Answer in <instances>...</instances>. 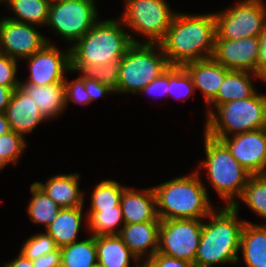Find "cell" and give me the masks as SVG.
<instances>
[{
	"instance_id": "d4e9b609",
	"label": "cell",
	"mask_w": 266,
	"mask_h": 267,
	"mask_svg": "<svg viewBox=\"0 0 266 267\" xmlns=\"http://www.w3.org/2000/svg\"><path fill=\"white\" fill-rule=\"evenodd\" d=\"M96 249L101 267H130L132 259L139 264L138 258L118 235L96 236Z\"/></svg>"
},
{
	"instance_id": "7c38bea8",
	"label": "cell",
	"mask_w": 266,
	"mask_h": 267,
	"mask_svg": "<svg viewBox=\"0 0 266 267\" xmlns=\"http://www.w3.org/2000/svg\"><path fill=\"white\" fill-rule=\"evenodd\" d=\"M35 25L26 24L9 18L0 19V53L23 61L40 51L49 39L40 33Z\"/></svg>"
},
{
	"instance_id": "cb8c5ba5",
	"label": "cell",
	"mask_w": 266,
	"mask_h": 267,
	"mask_svg": "<svg viewBox=\"0 0 266 267\" xmlns=\"http://www.w3.org/2000/svg\"><path fill=\"white\" fill-rule=\"evenodd\" d=\"M240 250L247 267H266V224L246 221L241 234Z\"/></svg>"
},
{
	"instance_id": "4dcf8cb0",
	"label": "cell",
	"mask_w": 266,
	"mask_h": 267,
	"mask_svg": "<svg viewBox=\"0 0 266 267\" xmlns=\"http://www.w3.org/2000/svg\"><path fill=\"white\" fill-rule=\"evenodd\" d=\"M125 188L126 186H122L112 179L100 180L91 193L89 210H108L121 207V197Z\"/></svg>"
},
{
	"instance_id": "836d02e7",
	"label": "cell",
	"mask_w": 266,
	"mask_h": 267,
	"mask_svg": "<svg viewBox=\"0 0 266 267\" xmlns=\"http://www.w3.org/2000/svg\"><path fill=\"white\" fill-rule=\"evenodd\" d=\"M26 138L11 130L0 137V162L6 167L8 164L16 165L27 147Z\"/></svg>"
},
{
	"instance_id": "8992f818",
	"label": "cell",
	"mask_w": 266,
	"mask_h": 267,
	"mask_svg": "<svg viewBox=\"0 0 266 267\" xmlns=\"http://www.w3.org/2000/svg\"><path fill=\"white\" fill-rule=\"evenodd\" d=\"M205 122L204 132L213 138L266 128V95L257 91L249 98L221 104Z\"/></svg>"
},
{
	"instance_id": "d590c367",
	"label": "cell",
	"mask_w": 266,
	"mask_h": 267,
	"mask_svg": "<svg viewBox=\"0 0 266 267\" xmlns=\"http://www.w3.org/2000/svg\"><path fill=\"white\" fill-rule=\"evenodd\" d=\"M64 82L66 108L69 101L81 104L82 106L91 103L90 97L85 89V78L80 76L72 81H68L66 77Z\"/></svg>"
},
{
	"instance_id": "b9f144b4",
	"label": "cell",
	"mask_w": 266,
	"mask_h": 267,
	"mask_svg": "<svg viewBox=\"0 0 266 267\" xmlns=\"http://www.w3.org/2000/svg\"><path fill=\"white\" fill-rule=\"evenodd\" d=\"M34 267H61L60 248L32 260Z\"/></svg>"
},
{
	"instance_id": "d6a6232c",
	"label": "cell",
	"mask_w": 266,
	"mask_h": 267,
	"mask_svg": "<svg viewBox=\"0 0 266 267\" xmlns=\"http://www.w3.org/2000/svg\"><path fill=\"white\" fill-rule=\"evenodd\" d=\"M194 91L195 86L188 71L183 66L170 65L168 95L184 101L192 96Z\"/></svg>"
},
{
	"instance_id": "e0dca14e",
	"label": "cell",
	"mask_w": 266,
	"mask_h": 267,
	"mask_svg": "<svg viewBox=\"0 0 266 267\" xmlns=\"http://www.w3.org/2000/svg\"><path fill=\"white\" fill-rule=\"evenodd\" d=\"M161 221H147L143 223L124 224L119 237L138 258L145 262L158 252L159 228ZM142 257V258H141Z\"/></svg>"
},
{
	"instance_id": "9a60e30c",
	"label": "cell",
	"mask_w": 266,
	"mask_h": 267,
	"mask_svg": "<svg viewBox=\"0 0 266 267\" xmlns=\"http://www.w3.org/2000/svg\"><path fill=\"white\" fill-rule=\"evenodd\" d=\"M259 38L237 40L215 39L212 58L229 70L249 71L257 74Z\"/></svg>"
},
{
	"instance_id": "8fae6325",
	"label": "cell",
	"mask_w": 266,
	"mask_h": 267,
	"mask_svg": "<svg viewBox=\"0 0 266 267\" xmlns=\"http://www.w3.org/2000/svg\"><path fill=\"white\" fill-rule=\"evenodd\" d=\"M204 219L161 220L158 252L194 263Z\"/></svg>"
},
{
	"instance_id": "603a6c76",
	"label": "cell",
	"mask_w": 266,
	"mask_h": 267,
	"mask_svg": "<svg viewBox=\"0 0 266 267\" xmlns=\"http://www.w3.org/2000/svg\"><path fill=\"white\" fill-rule=\"evenodd\" d=\"M83 207L62 208L57 218L46 228V232L53 238L58 248L78 241V233L81 231L83 219Z\"/></svg>"
},
{
	"instance_id": "ab89813d",
	"label": "cell",
	"mask_w": 266,
	"mask_h": 267,
	"mask_svg": "<svg viewBox=\"0 0 266 267\" xmlns=\"http://www.w3.org/2000/svg\"><path fill=\"white\" fill-rule=\"evenodd\" d=\"M85 89L90 97V102L96 101L100 97L115 93L109 86L103 85L95 79L85 78Z\"/></svg>"
},
{
	"instance_id": "ba28073f",
	"label": "cell",
	"mask_w": 266,
	"mask_h": 267,
	"mask_svg": "<svg viewBox=\"0 0 266 267\" xmlns=\"http://www.w3.org/2000/svg\"><path fill=\"white\" fill-rule=\"evenodd\" d=\"M95 0H52L47 26L72 47L97 22Z\"/></svg>"
},
{
	"instance_id": "74e56055",
	"label": "cell",
	"mask_w": 266,
	"mask_h": 267,
	"mask_svg": "<svg viewBox=\"0 0 266 267\" xmlns=\"http://www.w3.org/2000/svg\"><path fill=\"white\" fill-rule=\"evenodd\" d=\"M169 85V67L161 73L157 78L151 81L146 87H144L139 93L147 95H168Z\"/></svg>"
},
{
	"instance_id": "f546056e",
	"label": "cell",
	"mask_w": 266,
	"mask_h": 267,
	"mask_svg": "<svg viewBox=\"0 0 266 267\" xmlns=\"http://www.w3.org/2000/svg\"><path fill=\"white\" fill-rule=\"evenodd\" d=\"M119 66L120 60L107 62L104 65L71 64V72H80L82 73L81 77L95 79L118 93Z\"/></svg>"
},
{
	"instance_id": "d6986e66",
	"label": "cell",
	"mask_w": 266,
	"mask_h": 267,
	"mask_svg": "<svg viewBox=\"0 0 266 267\" xmlns=\"http://www.w3.org/2000/svg\"><path fill=\"white\" fill-rule=\"evenodd\" d=\"M190 74L195 90L202 92L205 106L217 95L225 76L230 71L212 57L204 60L192 61L183 65Z\"/></svg>"
},
{
	"instance_id": "7402d4cb",
	"label": "cell",
	"mask_w": 266,
	"mask_h": 267,
	"mask_svg": "<svg viewBox=\"0 0 266 267\" xmlns=\"http://www.w3.org/2000/svg\"><path fill=\"white\" fill-rule=\"evenodd\" d=\"M253 76L261 79L253 72L230 70L225 76L216 97L207 105L210 106V108L207 107V116L214 110V108H211L212 106L216 108L229 101L242 100L253 96L258 91L251 79Z\"/></svg>"
},
{
	"instance_id": "3957f363",
	"label": "cell",
	"mask_w": 266,
	"mask_h": 267,
	"mask_svg": "<svg viewBox=\"0 0 266 267\" xmlns=\"http://www.w3.org/2000/svg\"><path fill=\"white\" fill-rule=\"evenodd\" d=\"M199 172L194 170L152 187L160 220L205 219L214 210Z\"/></svg>"
},
{
	"instance_id": "44dd1931",
	"label": "cell",
	"mask_w": 266,
	"mask_h": 267,
	"mask_svg": "<svg viewBox=\"0 0 266 267\" xmlns=\"http://www.w3.org/2000/svg\"><path fill=\"white\" fill-rule=\"evenodd\" d=\"M20 86L34 100L41 115L47 120L61 116L66 108L65 82L39 86L30 83H20Z\"/></svg>"
},
{
	"instance_id": "1f68e13d",
	"label": "cell",
	"mask_w": 266,
	"mask_h": 267,
	"mask_svg": "<svg viewBox=\"0 0 266 267\" xmlns=\"http://www.w3.org/2000/svg\"><path fill=\"white\" fill-rule=\"evenodd\" d=\"M239 200L266 220V174L251 175Z\"/></svg>"
},
{
	"instance_id": "5b68a950",
	"label": "cell",
	"mask_w": 266,
	"mask_h": 267,
	"mask_svg": "<svg viewBox=\"0 0 266 267\" xmlns=\"http://www.w3.org/2000/svg\"><path fill=\"white\" fill-rule=\"evenodd\" d=\"M203 136L206 160L199 164L200 168L206 170L207 180L225 202L224 206H233L241 197L251 174L238 163L221 140L205 132Z\"/></svg>"
},
{
	"instance_id": "484cf974",
	"label": "cell",
	"mask_w": 266,
	"mask_h": 267,
	"mask_svg": "<svg viewBox=\"0 0 266 267\" xmlns=\"http://www.w3.org/2000/svg\"><path fill=\"white\" fill-rule=\"evenodd\" d=\"M14 16L6 18L36 26L47 24L52 0H3Z\"/></svg>"
},
{
	"instance_id": "f1b7e54d",
	"label": "cell",
	"mask_w": 266,
	"mask_h": 267,
	"mask_svg": "<svg viewBox=\"0 0 266 267\" xmlns=\"http://www.w3.org/2000/svg\"><path fill=\"white\" fill-rule=\"evenodd\" d=\"M85 215L88 231H90L88 233L95 237L100 235H119L124 225L121 207H114L108 210H89Z\"/></svg>"
},
{
	"instance_id": "e575fe53",
	"label": "cell",
	"mask_w": 266,
	"mask_h": 267,
	"mask_svg": "<svg viewBox=\"0 0 266 267\" xmlns=\"http://www.w3.org/2000/svg\"><path fill=\"white\" fill-rule=\"evenodd\" d=\"M57 248L53 238L45 231V233H35V235L23 242L20 253L29 260H34Z\"/></svg>"
},
{
	"instance_id": "83f0119b",
	"label": "cell",
	"mask_w": 266,
	"mask_h": 267,
	"mask_svg": "<svg viewBox=\"0 0 266 267\" xmlns=\"http://www.w3.org/2000/svg\"><path fill=\"white\" fill-rule=\"evenodd\" d=\"M30 191L32 198L27 207L29 219L35 224H42L45 229L57 218L61 208L35 182L30 185Z\"/></svg>"
},
{
	"instance_id": "ee69618b",
	"label": "cell",
	"mask_w": 266,
	"mask_h": 267,
	"mask_svg": "<svg viewBox=\"0 0 266 267\" xmlns=\"http://www.w3.org/2000/svg\"><path fill=\"white\" fill-rule=\"evenodd\" d=\"M12 93L13 90L11 88L0 85V113L5 112Z\"/></svg>"
},
{
	"instance_id": "bcb514c9",
	"label": "cell",
	"mask_w": 266,
	"mask_h": 267,
	"mask_svg": "<svg viewBox=\"0 0 266 267\" xmlns=\"http://www.w3.org/2000/svg\"><path fill=\"white\" fill-rule=\"evenodd\" d=\"M143 263L140 264V266L138 265V267H151L147 262L142 261Z\"/></svg>"
},
{
	"instance_id": "2e32d148",
	"label": "cell",
	"mask_w": 266,
	"mask_h": 267,
	"mask_svg": "<svg viewBox=\"0 0 266 267\" xmlns=\"http://www.w3.org/2000/svg\"><path fill=\"white\" fill-rule=\"evenodd\" d=\"M11 130L23 135L33 132L42 122L47 120L41 115L35 102L18 86L13 90L9 104L5 110Z\"/></svg>"
},
{
	"instance_id": "60d3db41",
	"label": "cell",
	"mask_w": 266,
	"mask_h": 267,
	"mask_svg": "<svg viewBox=\"0 0 266 267\" xmlns=\"http://www.w3.org/2000/svg\"><path fill=\"white\" fill-rule=\"evenodd\" d=\"M259 38V55L257 62V75L262 81L266 82V23L258 36Z\"/></svg>"
},
{
	"instance_id": "6da1fadb",
	"label": "cell",
	"mask_w": 266,
	"mask_h": 267,
	"mask_svg": "<svg viewBox=\"0 0 266 267\" xmlns=\"http://www.w3.org/2000/svg\"><path fill=\"white\" fill-rule=\"evenodd\" d=\"M216 37L214 13L175 14L164 38L159 42L169 65L183 66L211 58Z\"/></svg>"
},
{
	"instance_id": "8d00e7d4",
	"label": "cell",
	"mask_w": 266,
	"mask_h": 267,
	"mask_svg": "<svg viewBox=\"0 0 266 267\" xmlns=\"http://www.w3.org/2000/svg\"><path fill=\"white\" fill-rule=\"evenodd\" d=\"M17 62V59L0 53V85L9 87L12 90L20 86L21 80L16 78L19 66Z\"/></svg>"
},
{
	"instance_id": "5bb4252c",
	"label": "cell",
	"mask_w": 266,
	"mask_h": 267,
	"mask_svg": "<svg viewBox=\"0 0 266 267\" xmlns=\"http://www.w3.org/2000/svg\"><path fill=\"white\" fill-rule=\"evenodd\" d=\"M216 139L227 146L231 155L251 175L266 174V128Z\"/></svg>"
},
{
	"instance_id": "7bdbcfd3",
	"label": "cell",
	"mask_w": 266,
	"mask_h": 267,
	"mask_svg": "<svg viewBox=\"0 0 266 267\" xmlns=\"http://www.w3.org/2000/svg\"><path fill=\"white\" fill-rule=\"evenodd\" d=\"M3 265L6 267H34L32 260H29L20 252L15 259L10 262H6Z\"/></svg>"
},
{
	"instance_id": "30bf717a",
	"label": "cell",
	"mask_w": 266,
	"mask_h": 267,
	"mask_svg": "<svg viewBox=\"0 0 266 267\" xmlns=\"http://www.w3.org/2000/svg\"><path fill=\"white\" fill-rule=\"evenodd\" d=\"M214 16L215 39L258 37L266 23V4L264 0H242L233 8L215 12Z\"/></svg>"
},
{
	"instance_id": "f35d334b",
	"label": "cell",
	"mask_w": 266,
	"mask_h": 267,
	"mask_svg": "<svg viewBox=\"0 0 266 267\" xmlns=\"http://www.w3.org/2000/svg\"><path fill=\"white\" fill-rule=\"evenodd\" d=\"M151 267H196L194 263L156 252L146 261Z\"/></svg>"
},
{
	"instance_id": "7a4b0ae2",
	"label": "cell",
	"mask_w": 266,
	"mask_h": 267,
	"mask_svg": "<svg viewBox=\"0 0 266 267\" xmlns=\"http://www.w3.org/2000/svg\"><path fill=\"white\" fill-rule=\"evenodd\" d=\"M239 200L233 206L214 209L203 221L202 234L194 264L212 267L227 263L237 264L241 234L246 220L238 219Z\"/></svg>"
},
{
	"instance_id": "f6af8a7d",
	"label": "cell",
	"mask_w": 266,
	"mask_h": 267,
	"mask_svg": "<svg viewBox=\"0 0 266 267\" xmlns=\"http://www.w3.org/2000/svg\"><path fill=\"white\" fill-rule=\"evenodd\" d=\"M11 131L5 113H0V137Z\"/></svg>"
},
{
	"instance_id": "9c48e42d",
	"label": "cell",
	"mask_w": 266,
	"mask_h": 267,
	"mask_svg": "<svg viewBox=\"0 0 266 267\" xmlns=\"http://www.w3.org/2000/svg\"><path fill=\"white\" fill-rule=\"evenodd\" d=\"M170 7L166 0H126L119 19L132 33L145 36V43H159L176 14Z\"/></svg>"
},
{
	"instance_id": "ffe728a7",
	"label": "cell",
	"mask_w": 266,
	"mask_h": 267,
	"mask_svg": "<svg viewBox=\"0 0 266 267\" xmlns=\"http://www.w3.org/2000/svg\"><path fill=\"white\" fill-rule=\"evenodd\" d=\"M80 174H56L45 181L35 183L50 197L61 209L83 207L84 192L79 185Z\"/></svg>"
},
{
	"instance_id": "4fadbf2b",
	"label": "cell",
	"mask_w": 266,
	"mask_h": 267,
	"mask_svg": "<svg viewBox=\"0 0 266 267\" xmlns=\"http://www.w3.org/2000/svg\"><path fill=\"white\" fill-rule=\"evenodd\" d=\"M23 60L28 63L30 76L20 83L39 86L55 84L63 82L65 73L71 72L70 47L59 50L52 41Z\"/></svg>"
},
{
	"instance_id": "ac0fdd59",
	"label": "cell",
	"mask_w": 266,
	"mask_h": 267,
	"mask_svg": "<svg viewBox=\"0 0 266 267\" xmlns=\"http://www.w3.org/2000/svg\"><path fill=\"white\" fill-rule=\"evenodd\" d=\"M120 206L124 224L161 221L157 216L156 197L153 188L123 190Z\"/></svg>"
},
{
	"instance_id": "4316f807",
	"label": "cell",
	"mask_w": 266,
	"mask_h": 267,
	"mask_svg": "<svg viewBox=\"0 0 266 267\" xmlns=\"http://www.w3.org/2000/svg\"><path fill=\"white\" fill-rule=\"evenodd\" d=\"M61 267H93L98 264L96 237L78 240L60 248Z\"/></svg>"
},
{
	"instance_id": "7dc6e473",
	"label": "cell",
	"mask_w": 266,
	"mask_h": 267,
	"mask_svg": "<svg viewBox=\"0 0 266 267\" xmlns=\"http://www.w3.org/2000/svg\"><path fill=\"white\" fill-rule=\"evenodd\" d=\"M3 168H5V166L0 162V170H2Z\"/></svg>"
},
{
	"instance_id": "52a82bcc",
	"label": "cell",
	"mask_w": 266,
	"mask_h": 267,
	"mask_svg": "<svg viewBox=\"0 0 266 267\" xmlns=\"http://www.w3.org/2000/svg\"><path fill=\"white\" fill-rule=\"evenodd\" d=\"M169 66L159 43H133L120 60L118 94H139Z\"/></svg>"
},
{
	"instance_id": "277c9868",
	"label": "cell",
	"mask_w": 266,
	"mask_h": 267,
	"mask_svg": "<svg viewBox=\"0 0 266 267\" xmlns=\"http://www.w3.org/2000/svg\"><path fill=\"white\" fill-rule=\"evenodd\" d=\"M123 25L119 18L98 20L70 47L71 64L104 65L121 60L133 43H141L132 33L123 30Z\"/></svg>"
}]
</instances>
